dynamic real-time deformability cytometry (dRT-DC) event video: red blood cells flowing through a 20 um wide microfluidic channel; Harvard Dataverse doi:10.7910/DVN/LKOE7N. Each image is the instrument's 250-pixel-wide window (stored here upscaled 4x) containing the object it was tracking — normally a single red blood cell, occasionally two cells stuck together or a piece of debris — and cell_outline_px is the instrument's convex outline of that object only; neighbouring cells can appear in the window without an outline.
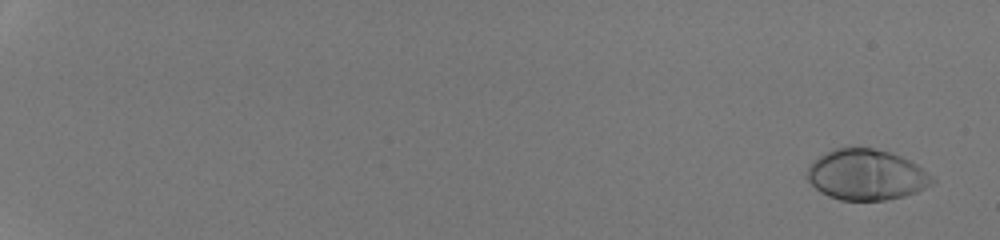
{"species": "human", "species_latin": "Homo sapiens", "temperature_condition": "room temperature", "stored_images_in_passage": 53, "camera_frame_rate_fps": 3000, "um_per_image_px": 0.085, "donor": {"sex": "male"}, "frame": {"image": 1, "passage_image": 3, "time_ms": 0.667, "image_size_px": [1000, 240], "cell_outline_px": [[936, 180], [932, 184], [916, 192], [904, 196], [884, 200], [840, 200], [828, 196], [820, 192], [808, 180], [808, 164], [812, 160], [832, 148], [872, 148], [888, 152], [900, 156], [916, 164], [932, 176]], "centroid_in_image_um": [73.61, 14.86], "position_along_channel_um": 11.4, "area_um2": 36.82}}
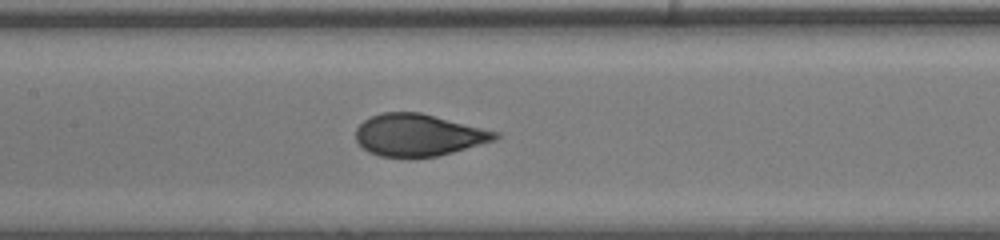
{"frame": {"image": 2, "passage_image": 31, "time_ms": 10.0, "image_size_px": [1000, 240], "cell_outline_px": [[500, 136], [496, 140], [452, 152], [436, 156], [380, 156], [368, 152], [356, 140], [356, 128], [364, 120], [372, 116], [384, 112], [420, 112], [500, 132]], "centroid_in_image_um": [35.58, 11.46], "position_along_channel_um": 171.8, "area_um2": 33.81}}
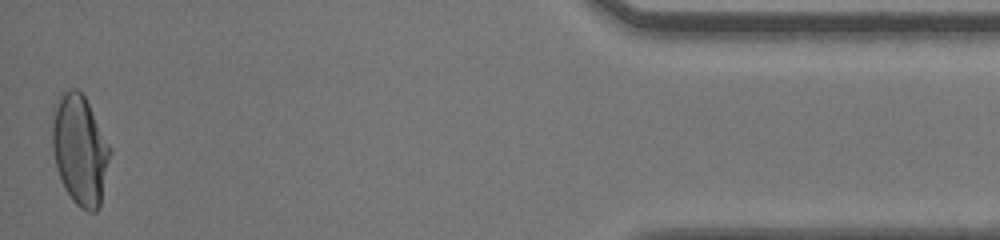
{"frame": {"image": 3, "passage_image": 53, "time_ms": 17.333, "image_size_px": [1000, 240], "cell_outline_px": [[112, 152], [100, 204], [96, 212], [88, 212], [80, 208], [72, 200], [64, 188], [60, 180], [56, 168], [52, 152], [52, 124], [56, 108], [60, 96], [68, 88], [76, 88], [84, 96], [112, 148]], "centroid_in_image_um": [6.81, 12.79], "position_along_channel_um": 428.4, "area_um2": 37.11}, "authors_computed_cell_mechanics": {"area_um2": 35.1424, "velocity_mm_per_s": 4.3123, "shape_relaxation_time_tau1_ms": 3.8569, "shape_relaxation_time_tau2_ms": null, "deformation_change_tau1": 0.2004, "deformation_change_tau2": null}}